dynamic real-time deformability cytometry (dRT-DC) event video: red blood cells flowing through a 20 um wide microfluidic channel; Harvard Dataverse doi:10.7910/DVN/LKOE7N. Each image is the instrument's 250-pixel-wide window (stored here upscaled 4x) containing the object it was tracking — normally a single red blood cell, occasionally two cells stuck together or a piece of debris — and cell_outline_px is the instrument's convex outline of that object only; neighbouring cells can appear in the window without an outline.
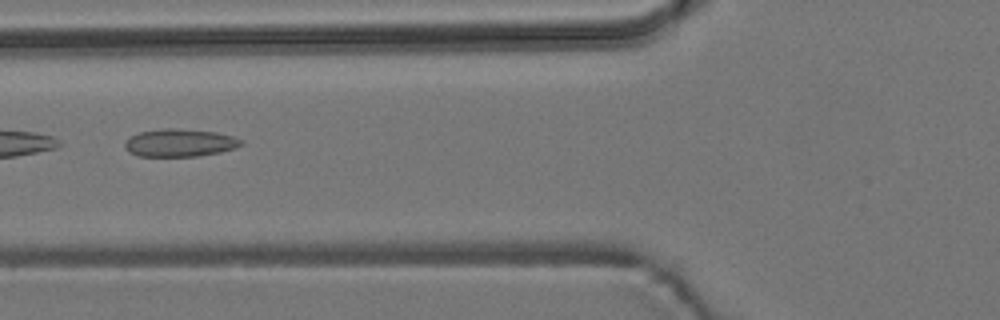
{"species": "common noctule bat (a hibernating species)", "species_latin": "Nyctalus noctula", "temperature_condition": "room temperature", "stored_images_in_passage": 8, "camera_frame_rate_fps": 3000, "um_per_image_px": 0.085, "animal": {"sex": "male", "body_mass_g": 19.2, "forearm_length_mm": 51.8}, "frame": {"image": 1, "passage_image": 5, "time_ms": 5.667, "image_size_px": [1000, 320], "cell_outline_px": [[244, 144], [236, 148], [220, 152], [200, 156], [136, 156], [128, 152], [124, 148], [124, 140], [128, 136], [140, 132], [164, 128], [172, 128], [216, 132], [232, 136], [244, 140]], "centroid_in_image_um": [15.25, 12.14], "position_along_channel_um": 110.5, "area_um2": 19.07}}
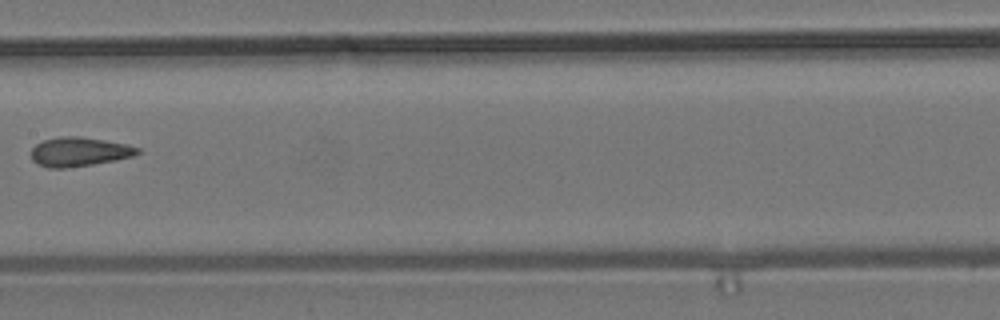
{"frame": {"image": 2, "passage_image": 7, "time_ms": 8.0, "image_size_px": [1000, 320], "cell_outline_px": [[140, 152], [132, 156], [116, 160], [92, 164], [64, 168], [48, 168], [36, 164], [32, 160], [32, 148], [36, 144], [44, 140], [60, 136], [80, 136], [128, 144], [140, 148]], "centroid_in_image_um": [6.72, 12.9], "position_along_channel_um": 200.7, "area_um2": 18.09}}
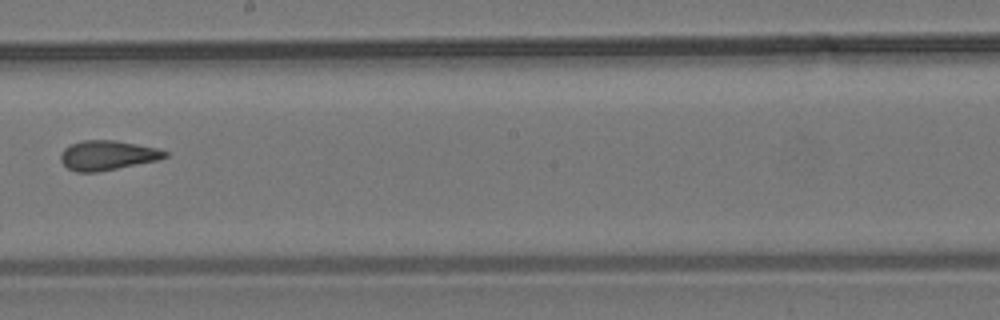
{"frame": {"image": 3, "passage_image": 8, "time_ms": 9.0, "image_size_px": [1000, 320], "cell_outline_px": [[168, 156], [156, 160], [96, 172], [76, 172], [68, 168], [60, 160], [60, 156], [64, 148], [72, 144], [84, 140], [116, 140], [156, 148], [168, 152]], "centroid_in_image_um": [9.11, 13.19], "position_along_channel_um": 239.1, "area_um2": 17.69}}